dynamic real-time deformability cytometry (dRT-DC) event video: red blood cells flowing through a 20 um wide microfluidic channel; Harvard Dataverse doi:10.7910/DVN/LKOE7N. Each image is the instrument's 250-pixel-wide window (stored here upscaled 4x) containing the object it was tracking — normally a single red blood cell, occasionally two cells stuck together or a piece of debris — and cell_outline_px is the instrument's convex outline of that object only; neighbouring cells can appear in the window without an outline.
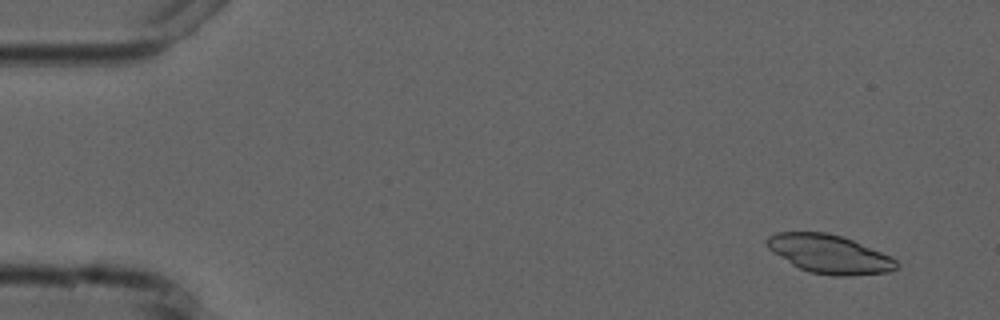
{"species": "common noctule bat (a hibernating species)", "species_latin": "Nyctalus noctula", "temperature_condition": "cold", "stored_images_in_passage": 4, "camera_frame_rate_fps": 3000, "um_per_image_px": 0.085, "animal": {"sex": "male", "forearm_length_mm": 52.5}, "frame": {"image": 1, "passage_image": 1, "time_ms": 0.0, "image_size_px": [1000, 320], "cell_outline_px": [[900, 264], [896, 268], [888, 272], [852, 276], [832, 276], [808, 272], [792, 264], [772, 252], [764, 244], [764, 240], [768, 236], [776, 232], [828, 232], [852, 240], [892, 256]], "centroid_in_image_um": [70.48, 21.6], "position_along_channel_um": 14.5, "area_um2": 29.36}}